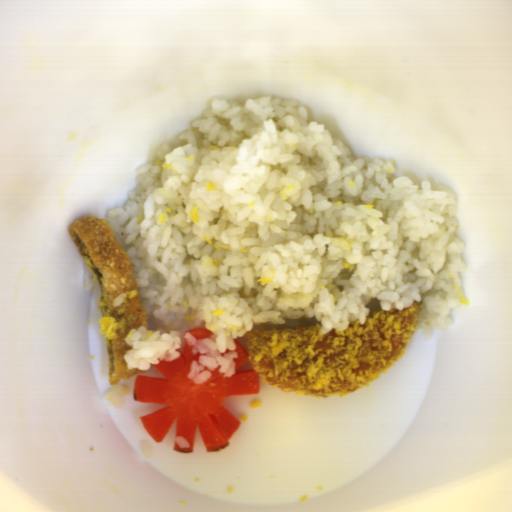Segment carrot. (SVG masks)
Returning <instances> with one entry per match:
<instances>
[{
  "instance_id": "obj_1",
  "label": "carrot",
  "mask_w": 512,
  "mask_h": 512,
  "mask_svg": "<svg viewBox=\"0 0 512 512\" xmlns=\"http://www.w3.org/2000/svg\"><path fill=\"white\" fill-rule=\"evenodd\" d=\"M237 358H233L236 372L224 377L219 367L210 370L211 376L203 383H194L188 374L199 355L191 351L186 338L183 352L174 361L158 359L153 364L163 377L136 375L133 397L137 403L166 405L154 412L139 416L142 427L155 442L164 441L174 421L175 452L191 453L199 429L205 451H219L229 445L230 437L241 424L240 418L224 405V399L231 395L259 393L261 376L254 370H240L242 362L249 358L244 346L234 338Z\"/></svg>"
},
{
  "instance_id": "obj_2",
  "label": "carrot",
  "mask_w": 512,
  "mask_h": 512,
  "mask_svg": "<svg viewBox=\"0 0 512 512\" xmlns=\"http://www.w3.org/2000/svg\"><path fill=\"white\" fill-rule=\"evenodd\" d=\"M186 332L190 333L197 339H207L208 337L214 335V332H212L211 330H208L206 328H201V327H198L195 329H190Z\"/></svg>"
},
{
  "instance_id": "obj_3",
  "label": "carrot",
  "mask_w": 512,
  "mask_h": 512,
  "mask_svg": "<svg viewBox=\"0 0 512 512\" xmlns=\"http://www.w3.org/2000/svg\"><path fill=\"white\" fill-rule=\"evenodd\" d=\"M230 352H232V351H231V349H228V348H227V350H226V351H224V352H222V354H221V355H222V357H223L225 354H228V353H230Z\"/></svg>"
}]
</instances>
